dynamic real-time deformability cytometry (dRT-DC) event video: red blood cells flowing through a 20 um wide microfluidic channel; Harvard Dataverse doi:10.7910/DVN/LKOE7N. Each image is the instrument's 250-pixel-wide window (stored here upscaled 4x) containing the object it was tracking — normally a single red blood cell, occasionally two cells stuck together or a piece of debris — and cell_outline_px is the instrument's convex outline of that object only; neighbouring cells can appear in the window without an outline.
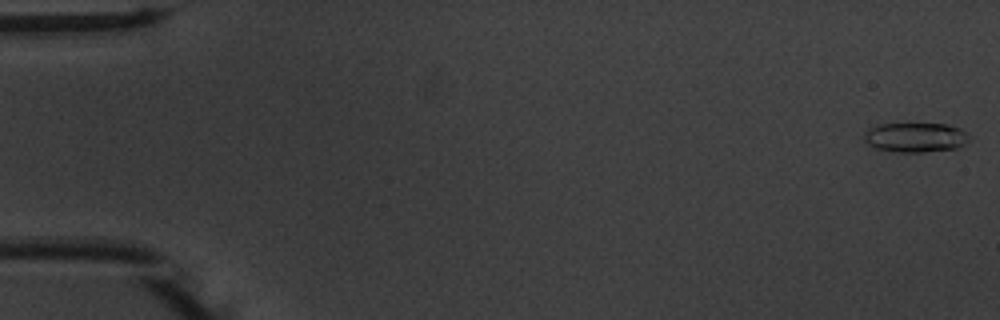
{"species": "common noctule bat (a hibernating species)", "species_latin": "Nyctalus noctula", "temperature_condition": "warm", "stored_images_in_passage": 51, "camera_frame_rate_fps": 3000, "um_per_image_px": 0.085, "animal": {"sex": "male", "body_mass_g": 20.1, "forearm_length_mm": 53.5}, "frame": {"image": 1, "passage_image": 1, "time_ms": 0.0, "image_size_px": [1000, 320], "cell_outline_px": [[972, 136], [964, 144], [956, 148], [924, 152], [900, 152], [876, 148], [868, 144], [864, 140], [864, 132], [868, 128], [876, 124], [948, 124], [960, 128]], "centroid_in_image_um": [77.82, 11.67], "position_along_channel_um": 7.2, "area_um2": 18.21}}
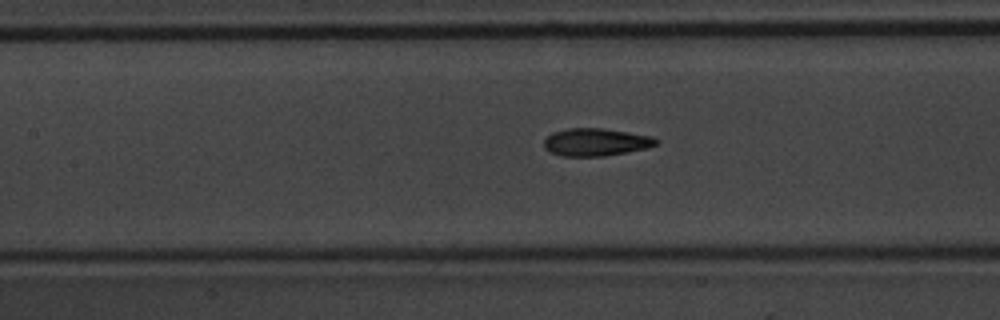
{"frame": {"image": 2, "passage_image": 25, "time_ms": 8.0, "image_size_px": [1000, 320], "cell_outline_px": [[660, 140], [656, 144], [648, 148], [628, 152], [604, 156], [560, 156], [544, 148], [544, 140], [552, 132], [568, 128], [604, 128], [652, 136]], "centroid_in_image_um": [50.66, 12.08], "position_along_channel_um": 156.7, "area_um2": 18.15}}
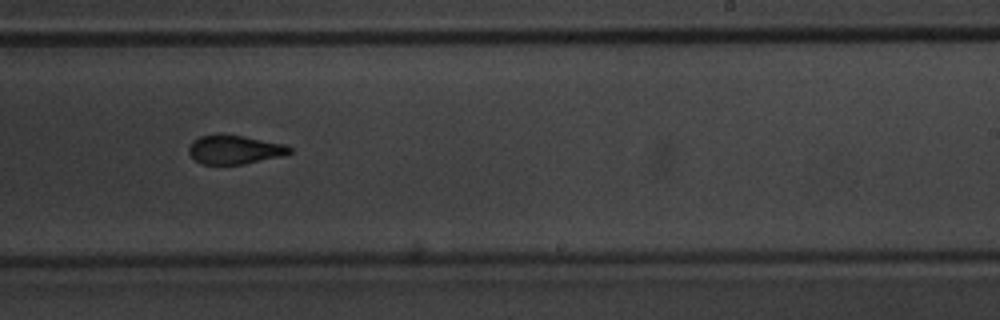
{"frame": {"image": 3, "passage_image": 34, "time_ms": 11.0, "image_size_px": [1000, 320], "cell_outline_px": [[292, 152], [284, 156], [244, 164], [200, 164], [188, 152], [188, 148], [192, 140], [200, 136], [244, 136], [288, 144], [292, 148]], "centroid_in_image_um": [20.01, 12.74], "position_along_channel_um": 269.0, "area_um2": 16.88}}